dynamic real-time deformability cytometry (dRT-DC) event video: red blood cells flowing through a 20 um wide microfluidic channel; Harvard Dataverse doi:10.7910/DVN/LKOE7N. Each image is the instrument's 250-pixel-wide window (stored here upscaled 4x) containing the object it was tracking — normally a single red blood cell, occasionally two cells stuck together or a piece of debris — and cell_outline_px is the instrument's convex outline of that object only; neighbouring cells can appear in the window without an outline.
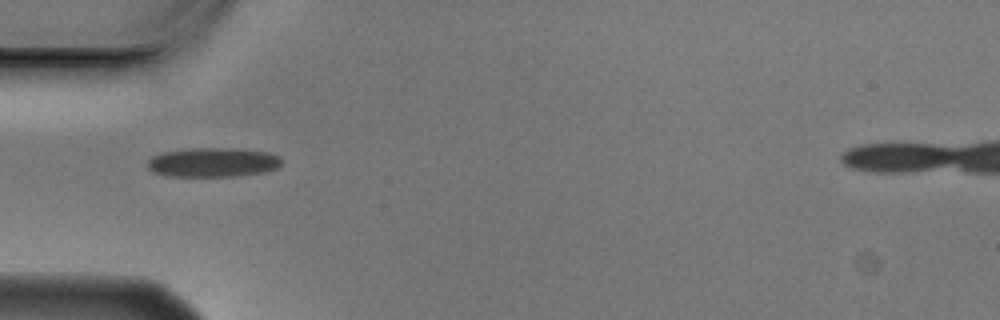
{"species": "Egyptian fruit bat (a non-hibernating species)", "species_latin": "Rousettus aegyptiacus", "temperature_condition": "cold", "stored_images_in_passage": 6, "camera_frame_rate_fps": 3000, "um_per_image_px": 0.085, "animal": {"sex": "male"}, "frame": {"image": 1, "passage_image": 6, "time_ms": 1.667, "image_size_px": [1000, 320], "cell_outline_px": [[284, 160], [276, 168], [264, 172], [236, 176], [164, 176], [152, 172], [148, 168], [148, 160], [152, 156], [160, 152], [188, 148], [232, 148], [268, 152], [280, 156]], "centroid_in_image_um": [18.07, 13.79], "position_along_channel_um": 66.9, "area_um2": 23.18}}